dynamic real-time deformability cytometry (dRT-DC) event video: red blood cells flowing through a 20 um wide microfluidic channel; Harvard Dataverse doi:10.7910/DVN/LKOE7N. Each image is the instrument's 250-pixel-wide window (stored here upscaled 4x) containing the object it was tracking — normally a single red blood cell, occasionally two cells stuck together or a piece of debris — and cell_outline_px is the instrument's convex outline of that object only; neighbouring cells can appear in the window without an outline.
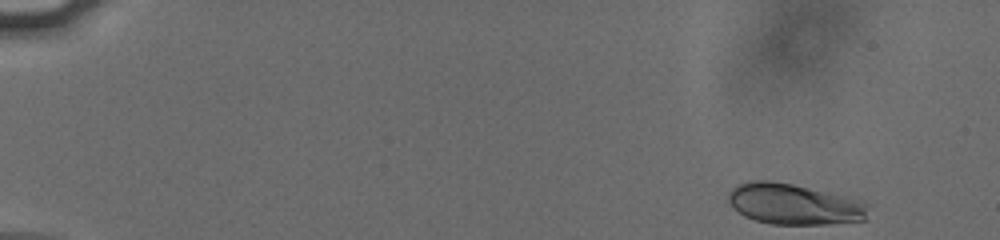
{"species": "human", "species_latin": "Homo sapiens", "temperature_condition": "cold", "stored_images_in_passage": 46, "camera_frame_rate_fps": 3000, "um_per_image_px": 0.085, "donor": {"sex": "male"}, "frame": {"image": 1, "passage_image": 1, "time_ms": 0.0, "image_size_px": [1000, 240], "cell_outline_px": [[868, 204], [864, 220], [828, 224], [772, 224], [756, 220], [744, 216], [732, 208], [728, 200], [728, 192], [736, 184], [748, 180], [772, 180], [792, 184], [860, 200]], "centroid_in_image_um": [67.41, 17.34], "position_along_channel_um": 17.6, "area_um2": 33.18}}
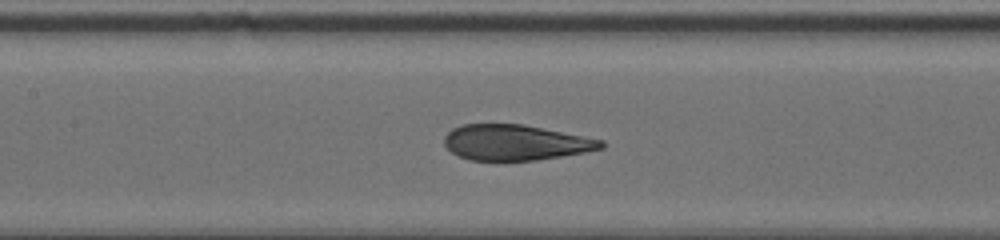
{"frame": {"image": 2, "passage_image": 24, "time_ms": 7.667, "image_size_px": [1000, 240], "cell_outline_px": [[604, 148], [584, 152], [536, 160], [472, 160], [460, 156], [452, 152], [444, 144], [444, 136], [452, 128], [460, 124], [524, 124], [604, 140]], "centroid_in_image_um": [43.81, 12.1], "position_along_channel_um": 163.6, "area_um2": 32.37}}
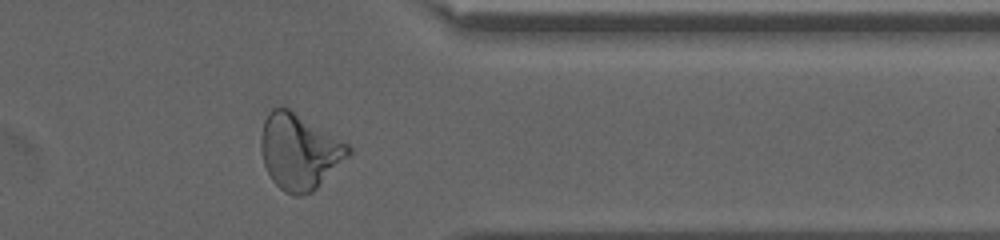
{"frame": {"image": 3, "passage_image": 42, "time_ms": 13.667, "image_size_px": [1000, 240], "cell_outline_px": [[352, 152], [312, 192], [300, 196], [292, 196], [284, 192], [272, 180], [264, 164], [260, 148], [260, 136], [264, 120], [268, 112], [272, 108], [280, 104], [288, 108], [348, 144], [352, 148]], "centroid_in_image_um": [25.4, 12.87], "position_along_channel_um": 386.0, "area_um2": 38.32}, "authors_computed_cell_mechanics": {"area_um2": 33.8997, "velocity_mm_per_s": 3.8134, "shape_relaxation_time_tau1_ms": 4.7176, "shape_relaxation_time_tau2_ms": 0.8464, "deformation_change_tau1": 0.1876, "deformation_change_tau2": 0.071}}